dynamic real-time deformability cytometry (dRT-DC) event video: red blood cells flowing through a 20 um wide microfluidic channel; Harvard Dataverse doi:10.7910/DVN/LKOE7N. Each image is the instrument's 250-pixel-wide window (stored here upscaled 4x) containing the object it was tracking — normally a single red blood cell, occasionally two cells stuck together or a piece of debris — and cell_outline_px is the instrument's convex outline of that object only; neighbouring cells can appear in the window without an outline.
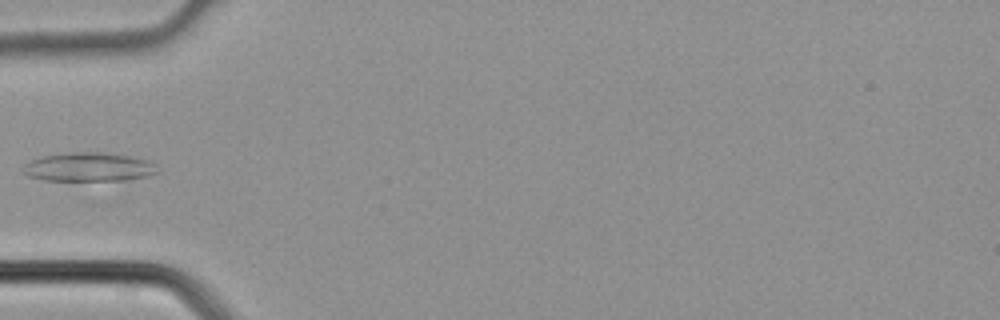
{"species": "common noctule bat (a hibernating species)", "species_latin": "Nyctalus noctula", "temperature_condition": "cold", "stored_images_in_passage": 4, "camera_frame_rate_fps": 3000, "um_per_image_px": 0.085, "animal": {"sex": "male", "body_mass_g": 21.5, "forearm_length_mm": 52.0}, "frame": {"image": 1, "passage_image": 3, "time_ms": 0.667, "image_size_px": [1000, 320], "cell_outline_px": [[160, 172], [148, 176], [128, 180], [44, 180], [28, 176], [24, 172], [24, 164], [32, 160], [44, 156], [72, 152], [104, 152], [128, 156], [148, 160], [156, 164]], "centroid_in_image_um": [7.61, 14.2], "position_along_channel_um": 77.4, "area_um2": 22.54}}